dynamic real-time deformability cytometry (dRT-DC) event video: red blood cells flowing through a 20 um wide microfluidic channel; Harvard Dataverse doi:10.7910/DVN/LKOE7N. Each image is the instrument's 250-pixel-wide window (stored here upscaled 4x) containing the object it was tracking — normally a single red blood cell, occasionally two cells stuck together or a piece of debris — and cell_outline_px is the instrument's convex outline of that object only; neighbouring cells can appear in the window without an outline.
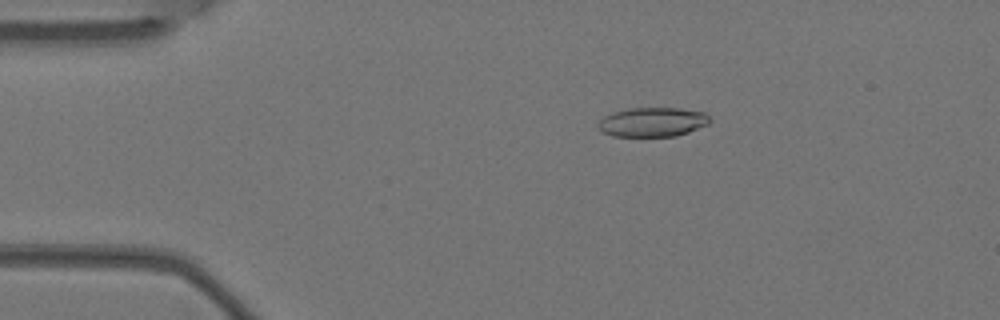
{"species": "Egyptian fruit bat (a non-hibernating species)", "species_latin": "Rousettus aegyptiacus", "temperature_condition": "warm", "stored_images_in_passage": 4, "camera_frame_rate_fps": 3000, "um_per_image_px": 0.085, "animal": {"sex": "female"}, "frame": {"image": 1, "passage_image": 3, "time_ms": 0.667, "image_size_px": [1000, 320], "cell_outline_px": [[712, 120], [708, 124], [688, 132], [676, 136], [612, 136], [604, 132], [596, 124], [604, 116], [612, 112], [628, 108], [680, 108], [704, 112]], "centroid_in_image_um": [55.47, 10.36], "position_along_channel_um": 29.5, "area_um2": 19.07}}